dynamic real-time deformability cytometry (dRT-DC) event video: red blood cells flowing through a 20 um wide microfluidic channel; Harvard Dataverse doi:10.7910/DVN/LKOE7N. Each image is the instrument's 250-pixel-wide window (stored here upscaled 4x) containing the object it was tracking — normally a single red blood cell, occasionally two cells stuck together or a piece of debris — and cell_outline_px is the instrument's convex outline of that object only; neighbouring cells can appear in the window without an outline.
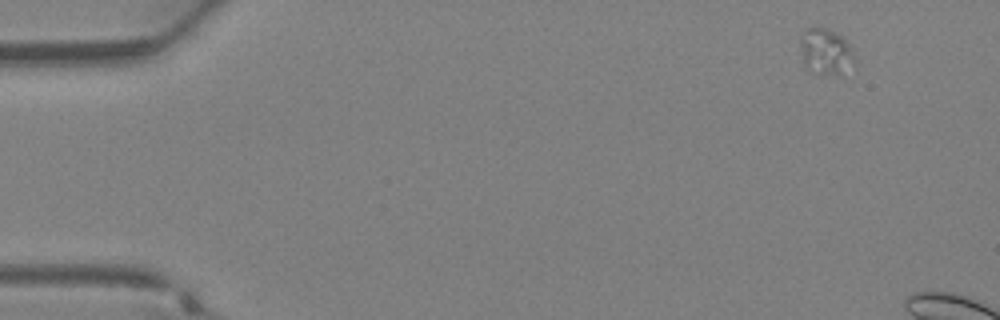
{"species": "Egyptian fruit bat (a non-hibernating species)", "species_latin": "Rousettus aegyptiacus", "temperature_condition": "warm", "stored_images_in_passage": 5, "camera_frame_rate_fps": 3000, "um_per_image_px": 0.085, "animal": {"sex": "female"}, "frame": {"image": 1, "passage_image": 1, "time_ms": 0.0, "image_size_px": [1000, 320], "cell_outline_px": [[856, 64], [840, 76], [820, 72], [808, 68], [804, 64], [800, 40], [800, 36], [804, 28], [816, 24], [836, 32], [844, 36], [852, 48], [856, 60]], "centroid_in_image_um": [70.24, 4.32], "position_along_channel_um": 14.8, "area_um2": 15.09}}